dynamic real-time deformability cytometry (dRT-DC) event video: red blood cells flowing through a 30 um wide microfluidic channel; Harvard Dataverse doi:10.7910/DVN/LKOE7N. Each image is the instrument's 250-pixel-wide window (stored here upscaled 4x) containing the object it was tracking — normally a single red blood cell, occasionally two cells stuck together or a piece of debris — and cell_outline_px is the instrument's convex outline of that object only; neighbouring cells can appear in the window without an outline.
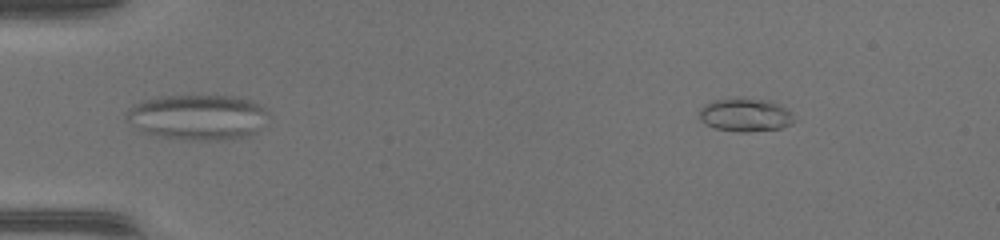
{"species": "common noctule bat (a hibernating species)", "species_latin": "Nyctalus noctula", "temperature_condition": "warm", "stored_images_in_passage": 45, "camera_frame_rate_fps": 3000, "um_per_image_px": 0.085, "animal": {"sex": "female", "body_mass_g": 17.0, "forearm_length_mm": 48.0}, "frame": {"image": 1, "passage_image": 2, "time_ms": 0.333, "image_size_px": [1000, 240], "cell_outline_px": [[788, 124], [780, 128], [716, 128], [700, 120], [700, 108], [704, 104], [712, 100], [768, 100], [784, 108], [788, 112]], "centroid_in_image_um": [63.22, 9.71], "position_along_channel_um": 21.8, "area_um2": 16.18}}
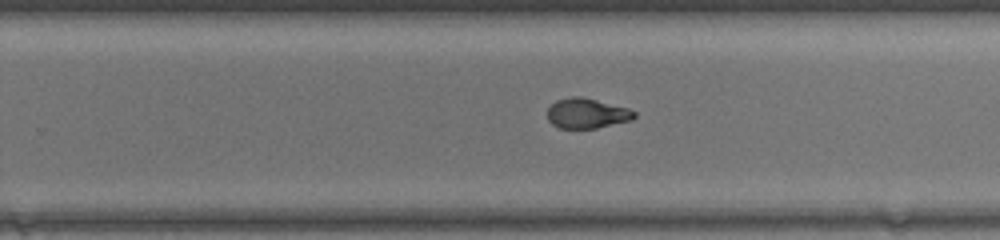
{"frame": {"image": 2, "passage_image": 28, "time_ms": 9.0, "image_size_px": [1000, 240], "cell_outline_px": [[636, 116], [632, 120], [596, 128], [560, 128], [552, 124], [548, 120], [548, 108], [556, 100], [572, 96], [580, 96], [628, 108], [636, 112]], "centroid_in_image_um": [49.88, 9.63], "position_along_channel_um": 279.9, "area_um2": 15.14}}
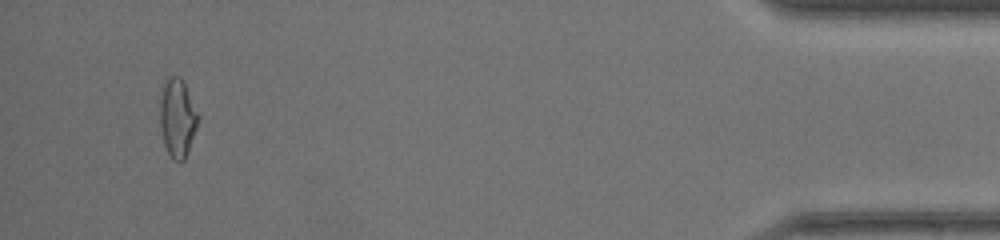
{"frame": {"image": 3, "passage_image": 43, "time_ms": 14.0, "image_size_px": [1000, 240], "cell_outline_px": [[200, 116], [196, 128], [184, 160], [172, 160], [164, 144], [160, 128], [160, 100], [164, 84], [172, 76], [176, 76], [184, 84]], "centroid_in_image_um": [15.08, 10.06], "position_along_channel_um": 420.1, "area_um2": 16.94}, "authors_computed_cell_mechanics": {"area_um2": 16.184, "velocity_mm_per_s": 4.2329, "shape_relaxation_time_tau1_ms": null, "shape_relaxation_time_tau2_ms": 1.1333, "deformation_change_tau1": null, "deformation_change_tau2": 0.0708}}